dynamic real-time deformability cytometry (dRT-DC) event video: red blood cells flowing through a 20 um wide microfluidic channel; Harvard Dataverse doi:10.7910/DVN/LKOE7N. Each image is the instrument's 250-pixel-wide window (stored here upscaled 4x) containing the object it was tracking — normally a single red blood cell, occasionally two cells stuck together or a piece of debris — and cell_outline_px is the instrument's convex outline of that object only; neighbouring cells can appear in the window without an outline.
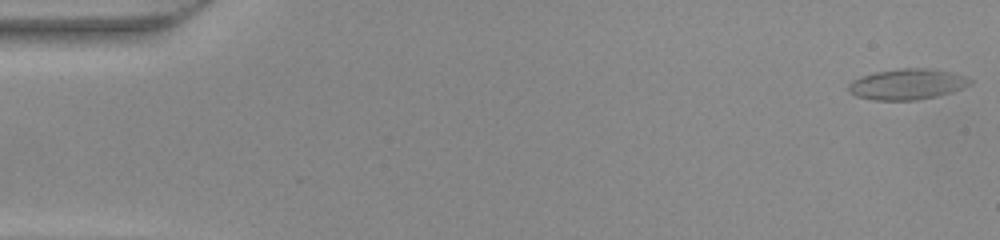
{"species": "common noctule bat (a hibernating species)", "species_latin": "Nyctalus noctula", "temperature_condition": "warm", "stored_images_in_passage": 49, "camera_frame_rate_fps": 3000, "um_per_image_px": 0.085, "animal": {"sex": "female", "body_mass_g": 22.0, "forearm_length_mm": 56.7}, "frame": {"image": 1, "passage_image": 1, "time_ms": 0.0, "image_size_px": [1000, 240], "cell_outline_px": [[972, 84], [936, 96], [916, 100], [872, 100], [856, 96], [848, 92], [848, 84], [852, 80], [860, 76], [876, 72], [900, 68], [928, 68], [952, 72], [964, 76], [972, 80]], "centroid_in_image_um": [77.06, 7.15], "position_along_channel_um": 7.9, "area_um2": 21.73}}
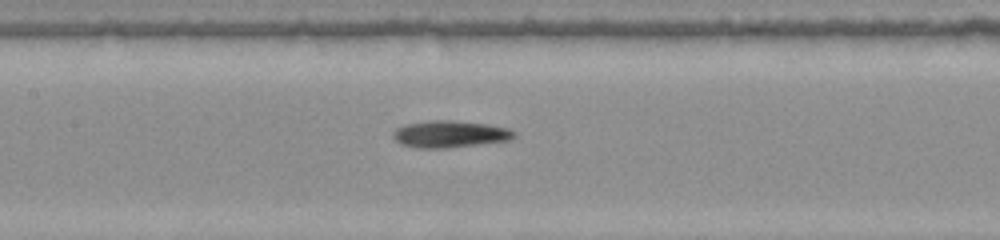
{"frame": {"image": 2, "passage_image": 23, "time_ms": 7.333, "image_size_px": [1000, 240], "cell_outline_px": [[516, 136], [508, 140], [448, 148], [416, 148], [400, 144], [392, 136], [392, 132], [396, 128], [408, 124], [432, 120], [448, 120], [488, 124], [508, 128], [516, 132]], "centroid_in_image_um": [38.23, 11.4], "position_along_channel_um": 169.2, "area_um2": 18.9}}
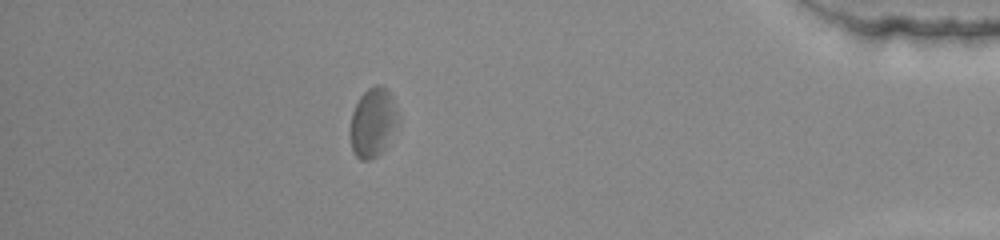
{"frame": {"image": 3, "passage_image": 43, "time_ms": 14.0, "image_size_px": [1000, 240], "cell_outline_px": [[396, 116], [384, 148], [372, 160], [360, 160], [352, 152], [352, 112], [360, 96], [368, 88], [376, 84], [380, 84], [388, 88], [392, 96]], "centroid_in_image_um": [31.64, 10.37], "position_along_channel_um": 403.6, "area_um2": 18.26}}